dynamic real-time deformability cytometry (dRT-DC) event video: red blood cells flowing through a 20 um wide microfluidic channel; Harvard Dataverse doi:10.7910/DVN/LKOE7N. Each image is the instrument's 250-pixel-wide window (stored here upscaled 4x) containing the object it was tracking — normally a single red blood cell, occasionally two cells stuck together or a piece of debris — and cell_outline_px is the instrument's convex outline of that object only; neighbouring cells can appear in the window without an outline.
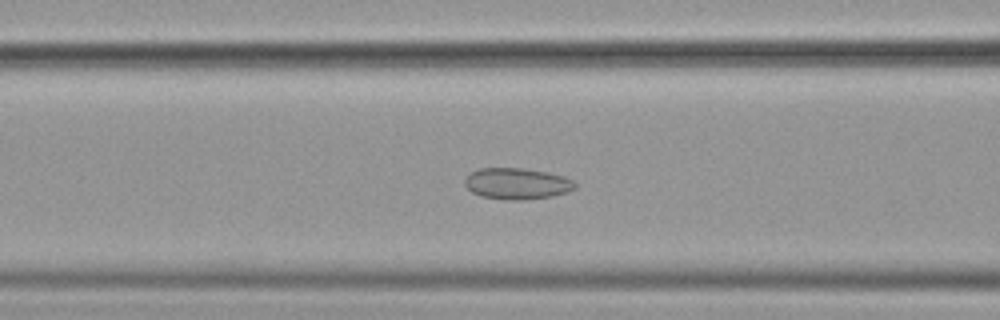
{"species": "common noctule bat (a hibernating species)", "species_latin": "Nyctalus noctula", "temperature_condition": "cold", "stored_images_in_passage": 45, "camera_frame_rate_fps": 3000, "um_per_image_px": 0.085, "animal": {"sex": "female", "body_mass_g": 19.9}, "frame": {"image": 1, "passage_image": 19, "time_ms": 6.0, "image_size_px": [1000, 320], "cell_outline_px": [[576, 188], [568, 192], [552, 196], [524, 200], [504, 200], [480, 196], [472, 192], [464, 184], [464, 180], [472, 172], [480, 168], [520, 168], [548, 172], [564, 176], [572, 180], [576, 184]], "centroid_in_image_um": [43.95, 15.62], "position_along_channel_um": 122.6, "area_um2": 20.17}}
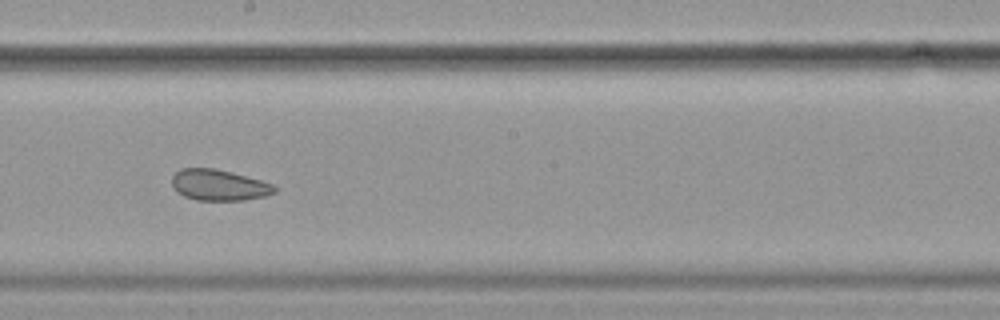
{"frame": {"image": 2, "passage_image": 28, "time_ms": 9.0, "image_size_px": [1000, 320], "cell_outline_px": [[276, 192], [264, 196], [244, 200], [196, 200], [184, 196], [176, 192], [172, 188], [172, 176], [180, 168], [212, 168], [260, 180], [272, 184], [276, 188]], "centroid_in_image_um": [18.55, 15.74], "position_along_channel_um": 229.6, "area_um2": 18.38}}
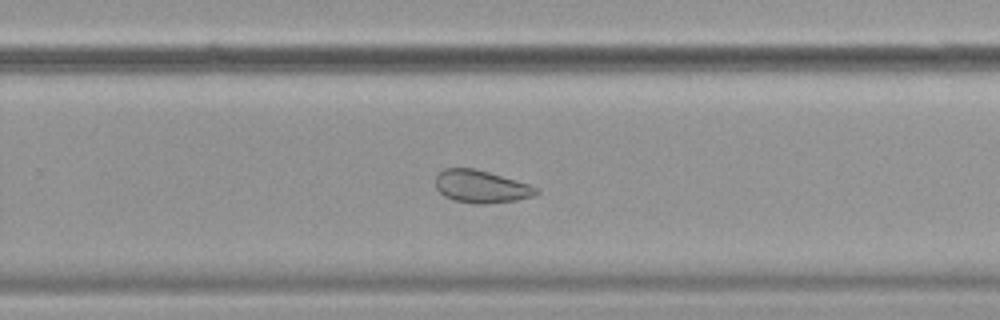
{"frame": {"image": 3, "passage_image": 33, "time_ms": 10.667, "image_size_px": [1000, 320], "cell_outline_px": [[540, 192], [532, 196], [516, 200], [488, 204], [476, 204], [452, 200], [444, 196], [436, 188], [436, 176], [444, 168], [472, 168], [488, 172], [528, 184], [540, 188]], "centroid_in_image_um": [40.89, 15.87], "position_along_channel_um": 288.9, "area_um2": 19.07}, "authors_computed_cell_mechanics": {"area_um2": 21.4438, "velocity_mm_per_s": 3.5681, "shape_relaxation_time_tau1_ms": null, "shape_relaxation_time_tau2_ms": 3.1761, "deformation_change_tau1": null, "deformation_change_tau2": 0.0918}}